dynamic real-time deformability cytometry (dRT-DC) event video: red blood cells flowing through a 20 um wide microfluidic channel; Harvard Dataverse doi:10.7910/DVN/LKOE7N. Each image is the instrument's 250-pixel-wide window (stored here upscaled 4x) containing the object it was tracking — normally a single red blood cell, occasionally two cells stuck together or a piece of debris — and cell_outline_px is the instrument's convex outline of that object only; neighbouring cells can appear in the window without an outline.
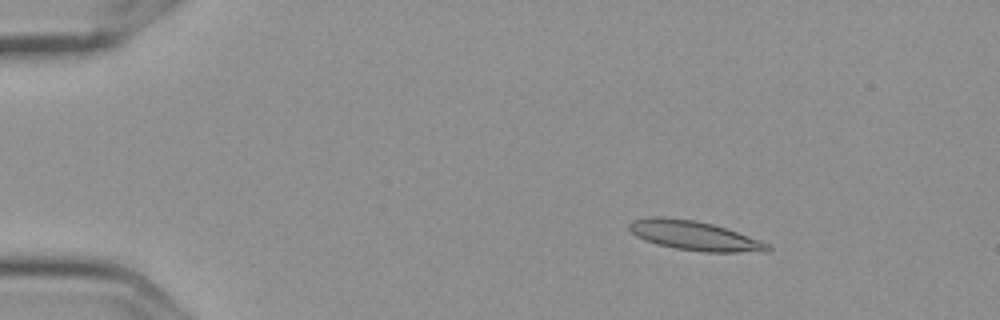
{"species": "Egyptian fruit bat (a non-hibernating species)", "species_latin": "Rousettus aegyptiacus", "temperature_condition": "cold", "stored_images_in_passage": 5, "camera_frame_rate_fps": 3000, "um_per_image_px": 0.085, "frame": {"image": 1, "passage_image": 3, "time_ms": 0.667, "image_size_px": [1000, 320], "cell_outline_px": [[772, 248], [768, 252], [704, 252], [676, 248], [656, 244], [644, 240], [636, 236], [628, 228], [628, 224], [632, 220], [652, 216], [664, 216], [692, 220], [712, 224], [728, 228], [760, 240], [768, 244]], "centroid_in_image_um": [59.02, 20.03], "position_along_channel_um": 26.0, "area_um2": 23.87}}
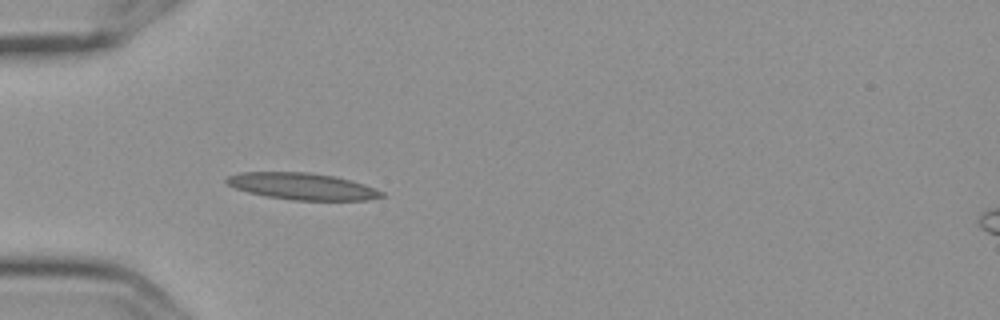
{"frame": {"image": 2, "passage_image": 5, "time_ms": 1.333, "image_size_px": [1000, 320], "cell_outline_px": [[384, 196], [368, 200], [292, 200], [264, 196], [248, 192], [236, 188], [228, 184], [224, 180], [228, 176], [240, 172], [308, 172], [336, 176], [364, 184], [384, 192]], "centroid_in_image_um": [25.69, 15.83], "position_along_channel_um": 59.3, "area_um2": 24.16}}